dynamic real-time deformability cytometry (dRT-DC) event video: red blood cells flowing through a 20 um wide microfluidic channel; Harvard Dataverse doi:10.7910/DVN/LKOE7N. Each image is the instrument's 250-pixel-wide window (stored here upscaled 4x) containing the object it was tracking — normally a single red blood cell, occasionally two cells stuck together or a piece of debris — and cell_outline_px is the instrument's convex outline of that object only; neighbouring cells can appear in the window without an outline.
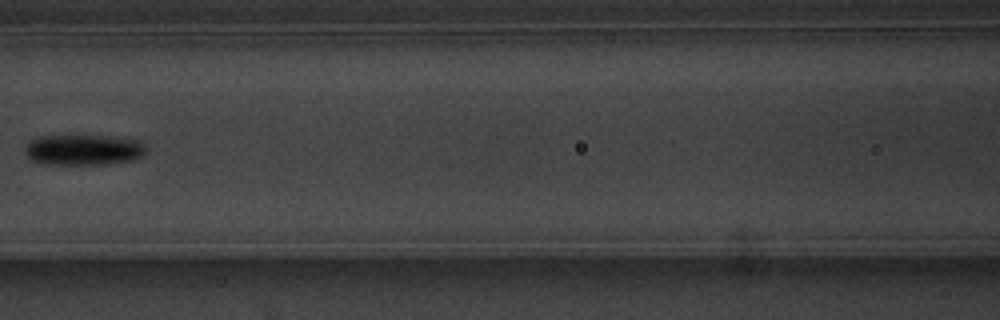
{"species": "common noctule bat (a hibernating species)", "species_latin": "Nyctalus noctula", "temperature_condition": "warm", "stored_images_in_passage": 8, "camera_frame_rate_fps": 3000, "um_per_image_px": 0.085, "animal": {"sex": "male", "body_mass_g": 20.1, "forearm_length_mm": 53.5}, "frame": {"image": 1, "passage_image": 7, "time_ms": 7.333, "image_size_px": [1000, 320], "cell_outline_px": [[148, 148], [140, 156], [132, 160], [108, 164], [48, 164], [32, 160], [24, 152], [24, 148], [32, 140], [40, 136], [112, 136], [140, 140]], "centroid_in_image_um": [7.13, 12.73], "position_along_channel_um": 159.5, "area_um2": 21.56}}